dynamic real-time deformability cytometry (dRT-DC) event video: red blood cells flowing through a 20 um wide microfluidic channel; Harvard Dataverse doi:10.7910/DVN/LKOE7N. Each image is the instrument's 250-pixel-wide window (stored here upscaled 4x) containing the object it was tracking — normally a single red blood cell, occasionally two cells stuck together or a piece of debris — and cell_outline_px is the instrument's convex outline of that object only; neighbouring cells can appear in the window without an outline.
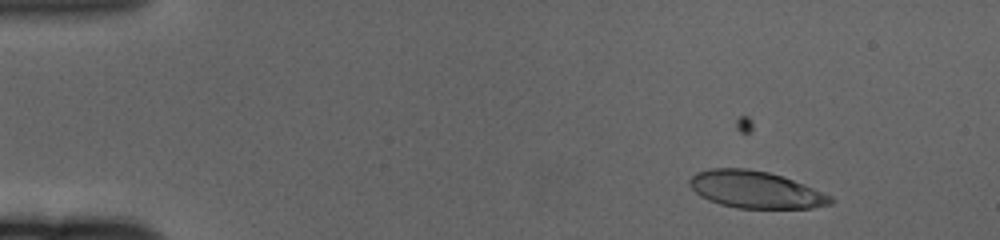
{"species": "human", "species_latin": "Homo sapiens", "temperature_condition": "cold", "stored_images_in_passage": 28, "camera_frame_rate_fps": 3000, "um_per_image_px": 0.085, "donor": {"sex": "female"}, "frame": {"image": 1, "passage_image": 7, "time_ms": 2.0, "image_size_px": [1000, 240], "cell_outline_px": [[836, 200], [832, 204], [812, 208], [736, 208], [720, 204], [708, 200], [700, 196], [688, 184], [688, 180], [696, 172], [712, 168], [748, 168], [768, 172], [804, 184], [832, 196]], "centroid_in_image_um": [64.22, 16.12], "position_along_channel_um": 20.8, "area_um2": 30.52}}
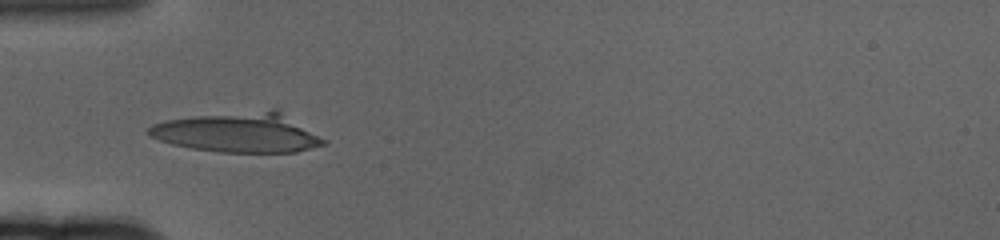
{"frame": {"image": 2, "passage_image": 20, "time_ms": 6.333, "image_size_px": [1000, 240], "cell_outline_px": [[328, 144], [296, 152], [216, 152], [192, 148], [172, 144], [148, 136], [148, 128], [152, 124], [164, 120], [196, 116], [272, 108], [276, 108], [328, 140]], "centroid_in_image_um": [20.3, 11.26], "position_along_channel_um": 64.7, "area_um2": 40.75}}
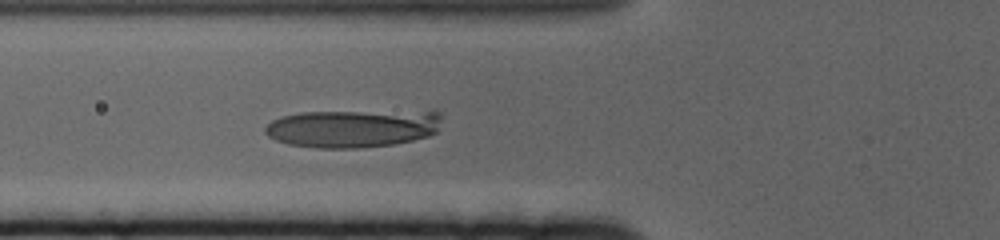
{"frame": {"image": 3, "passage_image": 23, "time_ms": 7.333, "image_size_px": [1000, 240], "cell_outline_px": [[440, 120], [436, 132], [428, 136], [412, 140], [392, 144], [356, 148], [316, 148], [288, 144], [276, 140], [268, 136], [264, 132], [264, 128], [272, 120], [280, 116], [300, 112], [432, 108], [436, 108], [440, 112]], "centroid_in_image_um": [30.07, 10.84], "position_along_channel_um": 95.7, "area_um2": 40.63}}